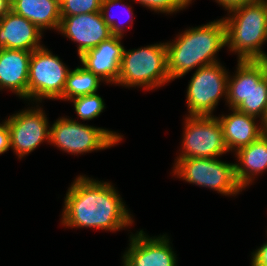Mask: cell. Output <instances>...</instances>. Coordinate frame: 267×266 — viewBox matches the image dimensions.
I'll return each mask as SVG.
<instances>
[{
    "label": "cell",
    "instance_id": "2e32d148",
    "mask_svg": "<svg viewBox=\"0 0 267 266\" xmlns=\"http://www.w3.org/2000/svg\"><path fill=\"white\" fill-rule=\"evenodd\" d=\"M32 52L0 48V90L5 88L28 100L29 62Z\"/></svg>",
    "mask_w": 267,
    "mask_h": 266
},
{
    "label": "cell",
    "instance_id": "484cf974",
    "mask_svg": "<svg viewBox=\"0 0 267 266\" xmlns=\"http://www.w3.org/2000/svg\"><path fill=\"white\" fill-rule=\"evenodd\" d=\"M11 148L10 131L8 124L0 127V154L7 152Z\"/></svg>",
    "mask_w": 267,
    "mask_h": 266
},
{
    "label": "cell",
    "instance_id": "d4e9b609",
    "mask_svg": "<svg viewBox=\"0 0 267 266\" xmlns=\"http://www.w3.org/2000/svg\"><path fill=\"white\" fill-rule=\"evenodd\" d=\"M251 266H267V242L251 254Z\"/></svg>",
    "mask_w": 267,
    "mask_h": 266
},
{
    "label": "cell",
    "instance_id": "83f0119b",
    "mask_svg": "<svg viewBox=\"0 0 267 266\" xmlns=\"http://www.w3.org/2000/svg\"><path fill=\"white\" fill-rule=\"evenodd\" d=\"M11 10V0H0V19Z\"/></svg>",
    "mask_w": 267,
    "mask_h": 266
},
{
    "label": "cell",
    "instance_id": "8992f818",
    "mask_svg": "<svg viewBox=\"0 0 267 266\" xmlns=\"http://www.w3.org/2000/svg\"><path fill=\"white\" fill-rule=\"evenodd\" d=\"M123 135L108 129L82 124L66 116L50 127V143L72 155L99 151L118 145Z\"/></svg>",
    "mask_w": 267,
    "mask_h": 266
},
{
    "label": "cell",
    "instance_id": "3957f363",
    "mask_svg": "<svg viewBox=\"0 0 267 266\" xmlns=\"http://www.w3.org/2000/svg\"><path fill=\"white\" fill-rule=\"evenodd\" d=\"M223 17L226 47L237 53L238 60H267L262 45L267 41V6L263 0L228 10Z\"/></svg>",
    "mask_w": 267,
    "mask_h": 266
},
{
    "label": "cell",
    "instance_id": "ffe728a7",
    "mask_svg": "<svg viewBox=\"0 0 267 266\" xmlns=\"http://www.w3.org/2000/svg\"><path fill=\"white\" fill-rule=\"evenodd\" d=\"M102 80L84 66L70 70L63 90V101L96 94Z\"/></svg>",
    "mask_w": 267,
    "mask_h": 266
},
{
    "label": "cell",
    "instance_id": "6da1fadb",
    "mask_svg": "<svg viewBox=\"0 0 267 266\" xmlns=\"http://www.w3.org/2000/svg\"><path fill=\"white\" fill-rule=\"evenodd\" d=\"M61 224L67 228L119 231L134 220L120 194L110 182L80 175L64 198Z\"/></svg>",
    "mask_w": 267,
    "mask_h": 266
},
{
    "label": "cell",
    "instance_id": "f546056e",
    "mask_svg": "<svg viewBox=\"0 0 267 266\" xmlns=\"http://www.w3.org/2000/svg\"><path fill=\"white\" fill-rule=\"evenodd\" d=\"M6 123V120L4 122H2V124L0 123V127L4 126Z\"/></svg>",
    "mask_w": 267,
    "mask_h": 266
},
{
    "label": "cell",
    "instance_id": "ac0fdd59",
    "mask_svg": "<svg viewBox=\"0 0 267 266\" xmlns=\"http://www.w3.org/2000/svg\"><path fill=\"white\" fill-rule=\"evenodd\" d=\"M234 155L235 175L239 185L245 190L253 183L255 176L267 170V134H262L257 140L238 149Z\"/></svg>",
    "mask_w": 267,
    "mask_h": 266
},
{
    "label": "cell",
    "instance_id": "603a6c76",
    "mask_svg": "<svg viewBox=\"0 0 267 266\" xmlns=\"http://www.w3.org/2000/svg\"><path fill=\"white\" fill-rule=\"evenodd\" d=\"M123 0H102L101 4V9L100 12L102 14L103 20L105 23L110 27L111 34L114 36H124V27L118 24V22L115 21L114 17L112 18V14H110V9L114 8V6H123V9H127L126 11L128 12V22L130 25V22L132 24L133 22V11H132V6H125V3L122 4ZM121 4V5H120ZM130 18V19H129ZM127 20V19H126Z\"/></svg>",
    "mask_w": 267,
    "mask_h": 266
},
{
    "label": "cell",
    "instance_id": "5bb4252c",
    "mask_svg": "<svg viewBox=\"0 0 267 266\" xmlns=\"http://www.w3.org/2000/svg\"><path fill=\"white\" fill-rule=\"evenodd\" d=\"M121 36H112L95 48L83 53L79 59L82 66L97 75L102 82L116 84L123 57Z\"/></svg>",
    "mask_w": 267,
    "mask_h": 266
},
{
    "label": "cell",
    "instance_id": "5b68a950",
    "mask_svg": "<svg viewBox=\"0 0 267 266\" xmlns=\"http://www.w3.org/2000/svg\"><path fill=\"white\" fill-rule=\"evenodd\" d=\"M168 82L171 80L164 42L128 51L124 48L117 85L155 90Z\"/></svg>",
    "mask_w": 267,
    "mask_h": 266
},
{
    "label": "cell",
    "instance_id": "f1b7e54d",
    "mask_svg": "<svg viewBox=\"0 0 267 266\" xmlns=\"http://www.w3.org/2000/svg\"><path fill=\"white\" fill-rule=\"evenodd\" d=\"M263 134H267V111L264 118L261 120Z\"/></svg>",
    "mask_w": 267,
    "mask_h": 266
},
{
    "label": "cell",
    "instance_id": "9a60e30c",
    "mask_svg": "<svg viewBox=\"0 0 267 266\" xmlns=\"http://www.w3.org/2000/svg\"><path fill=\"white\" fill-rule=\"evenodd\" d=\"M43 32L26 18L12 10L0 19V48L34 51L43 47Z\"/></svg>",
    "mask_w": 267,
    "mask_h": 266
},
{
    "label": "cell",
    "instance_id": "d6986e66",
    "mask_svg": "<svg viewBox=\"0 0 267 266\" xmlns=\"http://www.w3.org/2000/svg\"><path fill=\"white\" fill-rule=\"evenodd\" d=\"M11 10L44 30H57L61 22L60 0H11Z\"/></svg>",
    "mask_w": 267,
    "mask_h": 266
},
{
    "label": "cell",
    "instance_id": "ba28073f",
    "mask_svg": "<svg viewBox=\"0 0 267 266\" xmlns=\"http://www.w3.org/2000/svg\"><path fill=\"white\" fill-rule=\"evenodd\" d=\"M70 69L45 46L32 51L29 62L28 101L63 100Z\"/></svg>",
    "mask_w": 267,
    "mask_h": 266
},
{
    "label": "cell",
    "instance_id": "e0dca14e",
    "mask_svg": "<svg viewBox=\"0 0 267 266\" xmlns=\"http://www.w3.org/2000/svg\"><path fill=\"white\" fill-rule=\"evenodd\" d=\"M232 113L217 117L223 130L225 145L230 152H236L241 147L247 146L257 140L262 134V124L257 117L230 109ZM257 121V122H256ZM256 122V123H255Z\"/></svg>",
    "mask_w": 267,
    "mask_h": 266
},
{
    "label": "cell",
    "instance_id": "cb8c5ba5",
    "mask_svg": "<svg viewBox=\"0 0 267 266\" xmlns=\"http://www.w3.org/2000/svg\"><path fill=\"white\" fill-rule=\"evenodd\" d=\"M143 7L166 14H173L181 11L191 4L192 0H133Z\"/></svg>",
    "mask_w": 267,
    "mask_h": 266
},
{
    "label": "cell",
    "instance_id": "44dd1931",
    "mask_svg": "<svg viewBox=\"0 0 267 266\" xmlns=\"http://www.w3.org/2000/svg\"><path fill=\"white\" fill-rule=\"evenodd\" d=\"M78 118L81 120H91L99 116L106 108L103 98L99 94L80 96L70 100Z\"/></svg>",
    "mask_w": 267,
    "mask_h": 266
},
{
    "label": "cell",
    "instance_id": "277c9868",
    "mask_svg": "<svg viewBox=\"0 0 267 266\" xmlns=\"http://www.w3.org/2000/svg\"><path fill=\"white\" fill-rule=\"evenodd\" d=\"M234 76H228L229 109L264 118L267 111V60H237Z\"/></svg>",
    "mask_w": 267,
    "mask_h": 266
},
{
    "label": "cell",
    "instance_id": "52a82bcc",
    "mask_svg": "<svg viewBox=\"0 0 267 266\" xmlns=\"http://www.w3.org/2000/svg\"><path fill=\"white\" fill-rule=\"evenodd\" d=\"M174 164L173 175L193 185L225 196H234L243 190L236 179L235 163H226L217 157L175 159Z\"/></svg>",
    "mask_w": 267,
    "mask_h": 266
},
{
    "label": "cell",
    "instance_id": "9c48e42d",
    "mask_svg": "<svg viewBox=\"0 0 267 266\" xmlns=\"http://www.w3.org/2000/svg\"><path fill=\"white\" fill-rule=\"evenodd\" d=\"M228 76L220 62L196 69L186 92L189 116H213L220 98H227Z\"/></svg>",
    "mask_w": 267,
    "mask_h": 266
},
{
    "label": "cell",
    "instance_id": "8fae6325",
    "mask_svg": "<svg viewBox=\"0 0 267 266\" xmlns=\"http://www.w3.org/2000/svg\"><path fill=\"white\" fill-rule=\"evenodd\" d=\"M11 139V149L22 159L33 152L41 143H50V126L46 113L38 105L36 108L21 110L7 117Z\"/></svg>",
    "mask_w": 267,
    "mask_h": 266
},
{
    "label": "cell",
    "instance_id": "4fadbf2b",
    "mask_svg": "<svg viewBox=\"0 0 267 266\" xmlns=\"http://www.w3.org/2000/svg\"><path fill=\"white\" fill-rule=\"evenodd\" d=\"M58 32L78 44L79 57L113 36L101 12L61 16Z\"/></svg>",
    "mask_w": 267,
    "mask_h": 266
},
{
    "label": "cell",
    "instance_id": "7402d4cb",
    "mask_svg": "<svg viewBox=\"0 0 267 266\" xmlns=\"http://www.w3.org/2000/svg\"><path fill=\"white\" fill-rule=\"evenodd\" d=\"M102 0H60L61 16L100 12Z\"/></svg>",
    "mask_w": 267,
    "mask_h": 266
},
{
    "label": "cell",
    "instance_id": "30bf717a",
    "mask_svg": "<svg viewBox=\"0 0 267 266\" xmlns=\"http://www.w3.org/2000/svg\"><path fill=\"white\" fill-rule=\"evenodd\" d=\"M181 153L176 159L217 158L228 151L217 116H185Z\"/></svg>",
    "mask_w": 267,
    "mask_h": 266
},
{
    "label": "cell",
    "instance_id": "4316f807",
    "mask_svg": "<svg viewBox=\"0 0 267 266\" xmlns=\"http://www.w3.org/2000/svg\"><path fill=\"white\" fill-rule=\"evenodd\" d=\"M215 1H216V3L223 6V8H225L228 11L234 7L244 5L247 3H252V2H255L257 0H215Z\"/></svg>",
    "mask_w": 267,
    "mask_h": 266
},
{
    "label": "cell",
    "instance_id": "7c38bea8",
    "mask_svg": "<svg viewBox=\"0 0 267 266\" xmlns=\"http://www.w3.org/2000/svg\"><path fill=\"white\" fill-rule=\"evenodd\" d=\"M129 241L122 256L123 266H177V255L167 234L150 237L142 229L130 234Z\"/></svg>",
    "mask_w": 267,
    "mask_h": 266
},
{
    "label": "cell",
    "instance_id": "7a4b0ae2",
    "mask_svg": "<svg viewBox=\"0 0 267 266\" xmlns=\"http://www.w3.org/2000/svg\"><path fill=\"white\" fill-rule=\"evenodd\" d=\"M173 42H165L167 71L171 81L185 76L197 67L219 62L217 52L226 46L223 18L179 33Z\"/></svg>",
    "mask_w": 267,
    "mask_h": 266
}]
</instances>
